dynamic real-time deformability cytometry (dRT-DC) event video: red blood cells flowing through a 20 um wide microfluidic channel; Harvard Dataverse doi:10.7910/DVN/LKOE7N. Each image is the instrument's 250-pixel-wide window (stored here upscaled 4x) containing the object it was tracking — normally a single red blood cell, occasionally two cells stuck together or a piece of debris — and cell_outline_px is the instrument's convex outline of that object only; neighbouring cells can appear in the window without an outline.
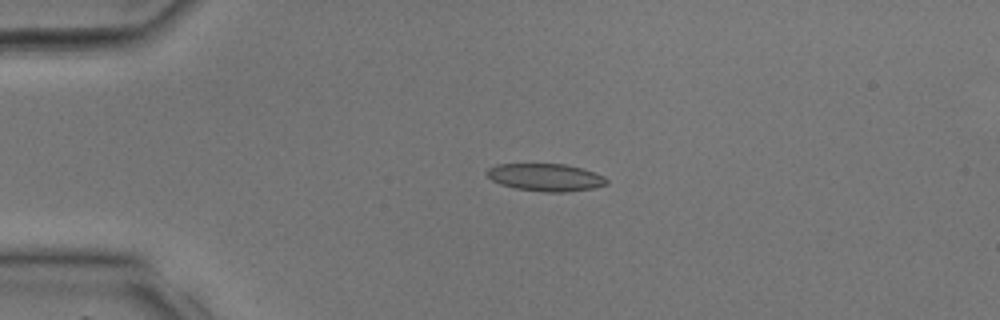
{"species": "common noctule bat (a hibernating species)", "species_latin": "Nyctalus noctula", "temperature_condition": "room temperature", "stored_images_in_passage": 36, "camera_frame_rate_fps": 3000, "um_per_image_px": 0.085, "animal": {"sex": "male", "body_mass_g": 17.9, "forearm_length_mm": 54.2}, "frame": {"image": 1, "passage_image": 9, "time_ms": 2.667, "image_size_px": [1000, 320], "cell_outline_px": [[608, 184], [592, 188], [568, 192], [544, 192], [516, 188], [500, 184], [492, 180], [484, 172], [488, 168], [496, 164], [564, 164], [580, 168], [604, 176], [608, 180]], "centroid_in_image_um": [46.35, 15.07], "position_along_channel_um": 38.7, "area_um2": 19.13}}
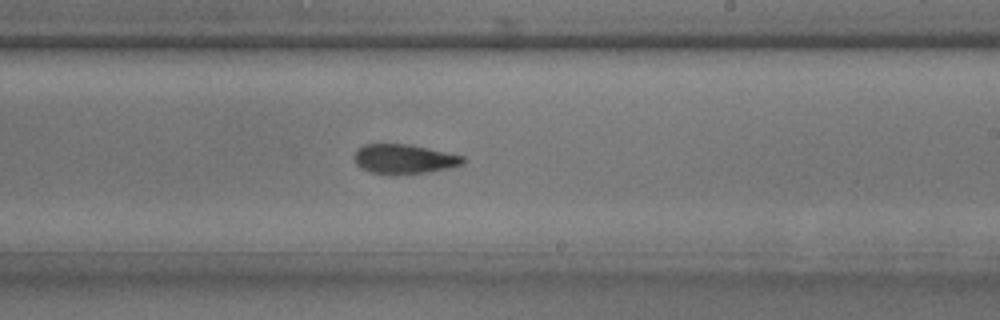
{"frame": {"image": 2, "passage_image": 22, "time_ms": 7.0, "image_size_px": [1000, 320], "cell_outline_px": [[464, 164], [448, 168], [428, 172], [396, 176], [392, 176], [372, 172], [360, 168], [356, 164], [356, 152], [364, 144], [408, 144], [428, 148], [464, 156]], "centroid_in_image_um": [34.36, 13.54], "position_along_channel_um": 254.6, "area_um2": 18.79}}
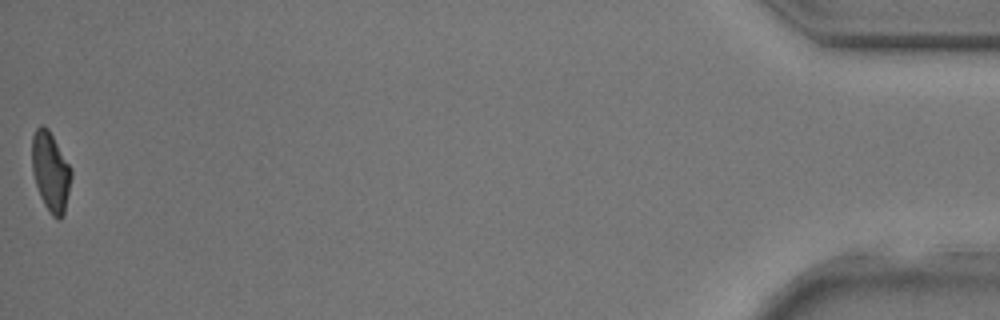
{"frame": {"image": 3, "passage_image": 36, "time_ms": 11.667, "image_size_px": [1000, 320], "cell_outline_px": [[72, 176], [64, 212], [60, 220], [56, 220], [52, 216], [44, 204], [40, 196], [32, 172], [32, 136], [36, 128], [40, 124], [44, 124], [48, 128], [72, 168]], "centroid_in_image_um": [4.3, 14.57], "position_along_channel_um": 430.9, "area_um2": 18.32}}